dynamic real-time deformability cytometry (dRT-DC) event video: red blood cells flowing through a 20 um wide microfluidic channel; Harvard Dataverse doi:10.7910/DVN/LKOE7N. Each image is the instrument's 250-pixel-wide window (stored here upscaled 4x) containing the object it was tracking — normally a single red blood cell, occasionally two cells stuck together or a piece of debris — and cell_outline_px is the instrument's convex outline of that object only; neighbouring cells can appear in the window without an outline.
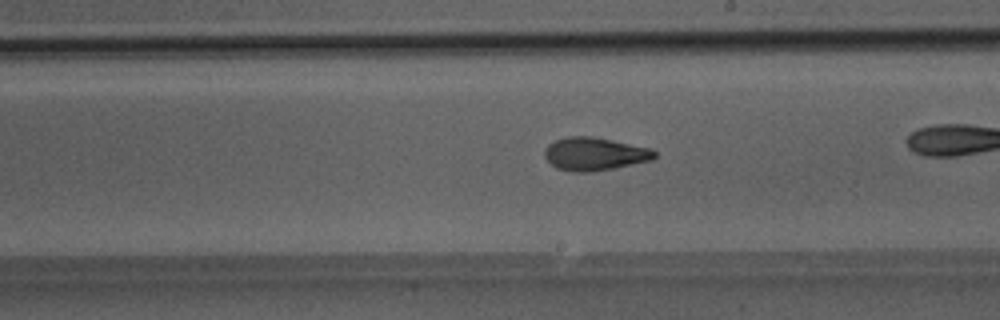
{"species": "Egyptian fruit bat (a non-hibernating species)", "species_latin": "Rousettus aegyptiacus", "temperature_condition": "room temperature", "stored_images_in_passage": 39, "camera_frame_rate_fps": 3000, "um_per_image_px": 0.085, "animal": {"sex": "male"}, "frame": {"image": 1, "passage_image": 28, "time_ms": 9.0, "image_size_px": [1000, 320], "cell_outline_px": [[656, 156], [652, 160], [616, 168], [592, 172], [572, 172], [556, 168], [544, 156], [544, 152], [548, 144], [556, 140], [568, 136], [592, 136], [652, 148], [656, 152]], "centroid_in_image_um": [50.56, 13.09], "position_along_channel_um": 238.4, "area_um2": 21.33}}